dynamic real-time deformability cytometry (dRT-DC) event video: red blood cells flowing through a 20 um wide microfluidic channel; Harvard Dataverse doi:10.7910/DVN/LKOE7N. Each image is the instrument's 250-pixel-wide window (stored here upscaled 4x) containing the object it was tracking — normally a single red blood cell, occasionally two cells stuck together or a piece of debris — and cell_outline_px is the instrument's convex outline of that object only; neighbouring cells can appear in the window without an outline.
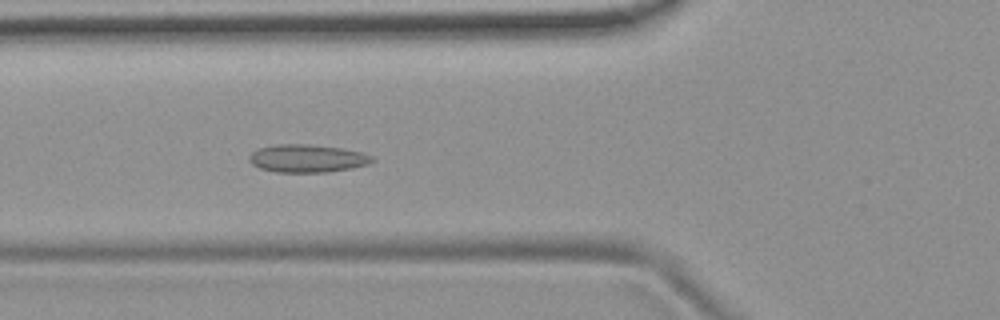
{"species": "common noctule bat (a hibernating species)", "species_latin": "Nyctalus noctula", "temperature_condition": "room temperature", "stored_images_in_passage": 51, "camera_frame_rate_fps": 3000, "um_per_image_px": 0.085, "animal": {"sex": "female", "body_mass_g": 19.9}, "frame": {"image": 1, "passage_image": 17, "time_ms": 5.333, "image_size_px": [1000, 320], "cell_outline_px": [[376, 160], [368, 164], [352, 168], [328, 172], [276, 172], [260, 168], [252, 164], [248, 160], [248, 156], [256, 148], [276, 144], [308, 144], [340, 148], [360, 152], [372, 156]], "centroid_in_image_um": [26.08, 13.46], "position_along_channel_um": 99.7, "area_um2": 20.06}}
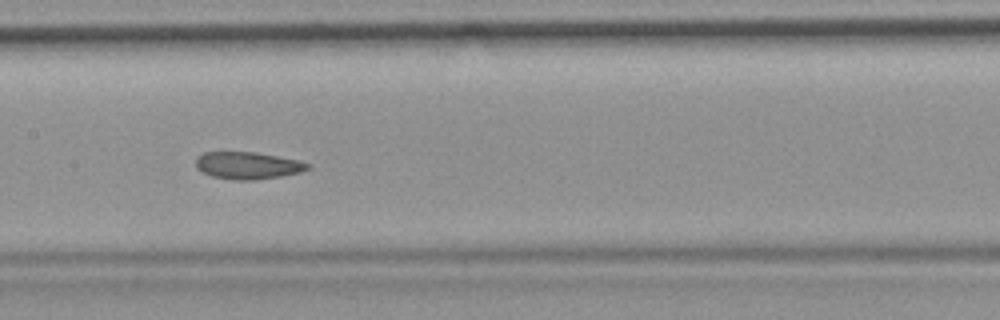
{"frame": {"image": 2, "passage_image": 24, "time_ms": 7.667, "image_size_px": [1000, 320], "cell_outline_px": [[312, 168], [300, 172], [280, 176], [256, 180], [236, 180], [212, 176], [200, 172], [196, 168], [196, 156], [204, 152], [256, 152], [300, 160], [312, 164]], "centroid_in_image_um": [21.07, 14.06], "position_along_channel_um": 186.3, "area_um2": 17.98}}
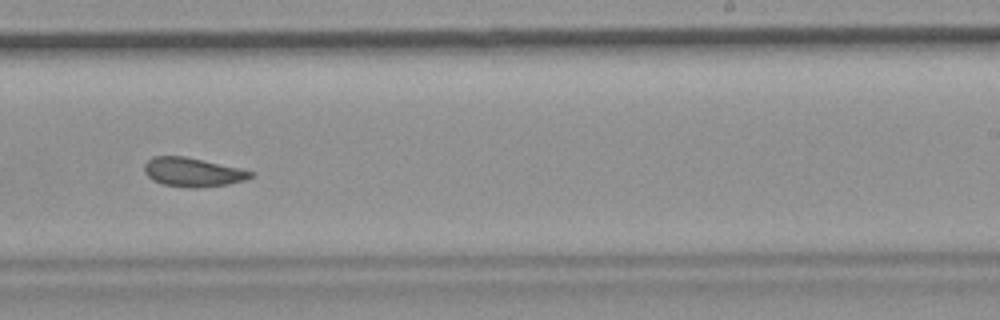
{"frame": {"image": 3, "passage_image": 31, "time_ms": 10.0, "image_size_px": [1000, 320], "cell_outline_px": [[252, 176], [244, 180], [228, 184], [196, 188], [188, 188], [164, 184], [152, 180], [144, 172], [144, 164], [152, 156], [184, 156], [236, 168], [252, 172]], "centroid_in_image_um": [16.3, 14.64], "position_along_channel_um": 272.7, "area_um2": 17.57}, "authors_computed_cell_mechanics": {"area_um2": 18.8428, "velocity_mm_per_s": 3.7206, "shape_relaxation_time_tau1_ms": null, "shape_relaxation_time_tau2_ms": 2.4079, "deformation_change_tau1": null, "deformation_change_tau2": 0.0775}}